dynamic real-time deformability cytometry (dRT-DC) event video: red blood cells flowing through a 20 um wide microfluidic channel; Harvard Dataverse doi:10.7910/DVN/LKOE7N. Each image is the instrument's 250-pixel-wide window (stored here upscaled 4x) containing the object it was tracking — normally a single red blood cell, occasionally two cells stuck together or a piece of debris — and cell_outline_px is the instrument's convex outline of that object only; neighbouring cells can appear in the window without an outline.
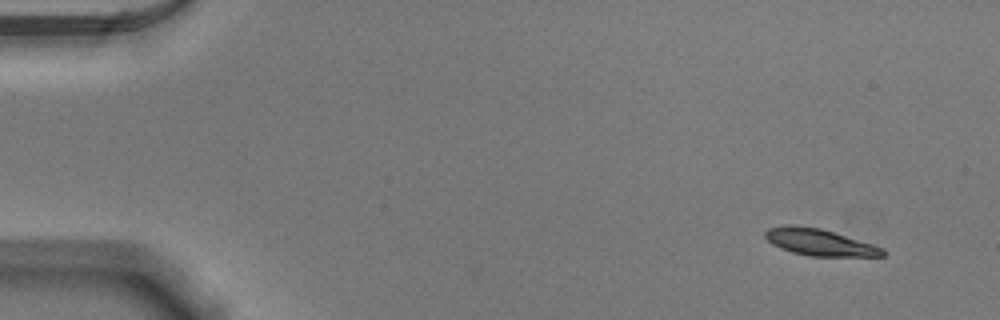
{"species": "Egyptian fruit bat (a non-hibernating species)", "species_latin": "Rousettus aegyptiacus", "temperature_condition": "warm", "stored_images_in_passage": 34, "camera_frame_rate_fps": 3000, "um_per_image_px": 0.085, "animal": {"sex": "male"}, "frame": {"image": 1, "passage_image": 1, "time_ms": 0.0, "image_size_px": [1000, 320], "cell_outline_px": [[884, 256], [808, 256], [792, 252], [780, 248], [772, 244], [764, 236], [764, 232], [768, 228], [788, 224], [792, 224], [820, 228], [872, 244], [884, 248]], "centroid_in_image_um": [69.61, 20.58], "position_along_channel_um": 15.4, "area_um2": 18.21}}
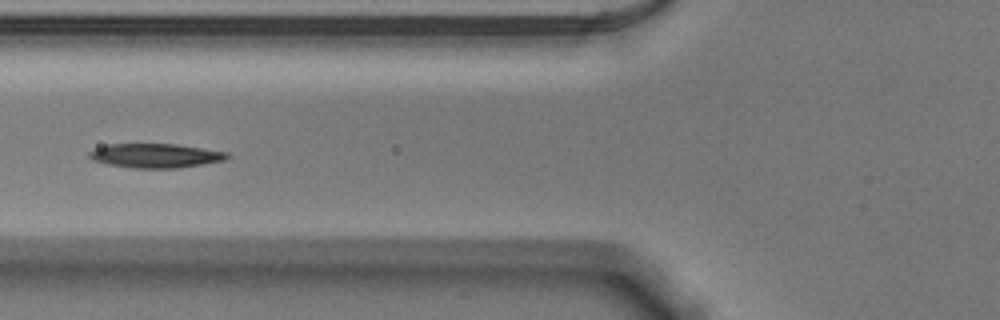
{"frame": {"image": 2, "passage_image": 18, "time_ms": 5.667, "image_size_px": [1000, 320], "cell_outline_px": [[228, 156], [224, 160], [204, 164], [180, 168], [132, 168], [108, 164], [92, 160], [88, 156], [88, 152], [96, 148], [108, 144], [176, 144], [228, 152]], "centroid_in_image_um": [13.2, 13.23], "position_along_channel_um": 112.6, "area_um2": 19.42}}
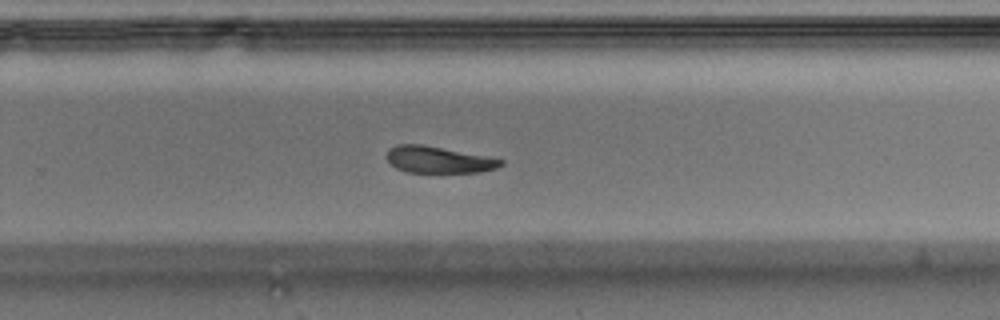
{"frame": {"image": 3, "passage_image": 32, "time_ms": 10.333, "image_size_px": [1000, 320], "cell_outline_px": [[504, 164], [496, 168], [480, 172], [408, 172], [396, 168], [388, 160], [388, 148], [396, 144], [420, 144], [484, 156], [504, 160]], "centroid_in_image_um": [37.25, 13.58], "position_along_channel_um": 292.5, "area_um2": 17.34}}